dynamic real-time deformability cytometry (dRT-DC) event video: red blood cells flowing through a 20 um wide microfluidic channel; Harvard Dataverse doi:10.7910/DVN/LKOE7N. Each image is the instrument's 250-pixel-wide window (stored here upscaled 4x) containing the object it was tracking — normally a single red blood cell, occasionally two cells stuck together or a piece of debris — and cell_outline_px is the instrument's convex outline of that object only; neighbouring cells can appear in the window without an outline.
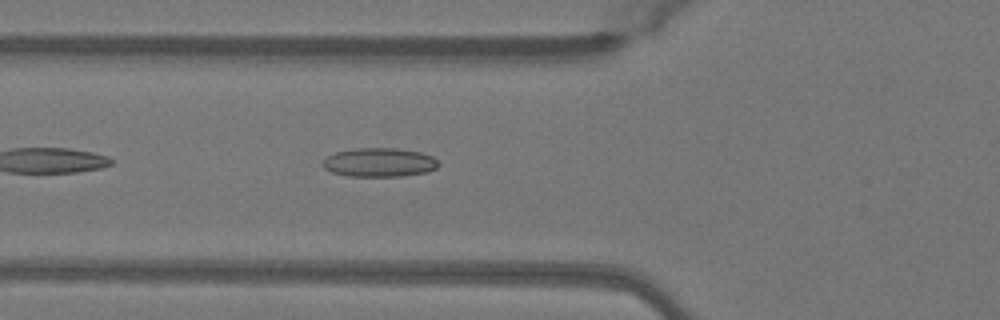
{"species": "Egyptian fruit bat (a non-hibernating species)", "species_latin": "Rousettus aegyptiacus", "temperature_condition": "warm", "stored_images_in_passage": 33, "camera_frame_rate_fps": 3000, "um_per_image_px": 0.085, "animal": {"sex": "female"}, "frame": {"image": 1, "passage_image": 5, "time_ms": 1.333, "image_size_px": [1000, 320], "cell_outline_px": [[440, 164], [436, 168], [428, 172], [400, 176], [348, 176], [332, 172], [324, 168], [320, 164], [328, 156], [336, 152], [356, 148], [396, 148], [420, 152], [432, 156]], "centroid_in_image_um": [32.24, 13.8], "position_along_channel_um": 93.6, "area_um2": 19.48}}
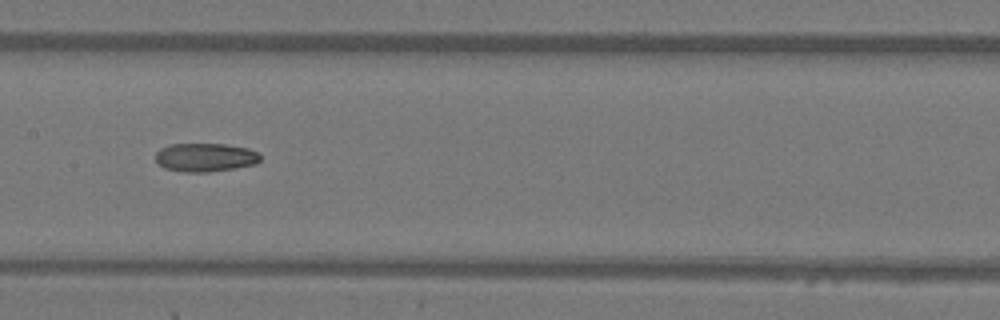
{"frame": {"image": 2, "passage_image": 12, "time_ms": 3.667, "image_size_px": [1000, 320], "cell_outline_px": [[260, 160], [256, 164], [236, 168], [208, 172], [180, 172], [164, 168], [156, 160], [156, 152], [160, 148], [168, 144], [224, 144], [248, 148], [260, 152]], "centroid_in_image_um": [17.46, 13.38], "position_along_channel_um": 189.9, "area_um2": 17.63}}
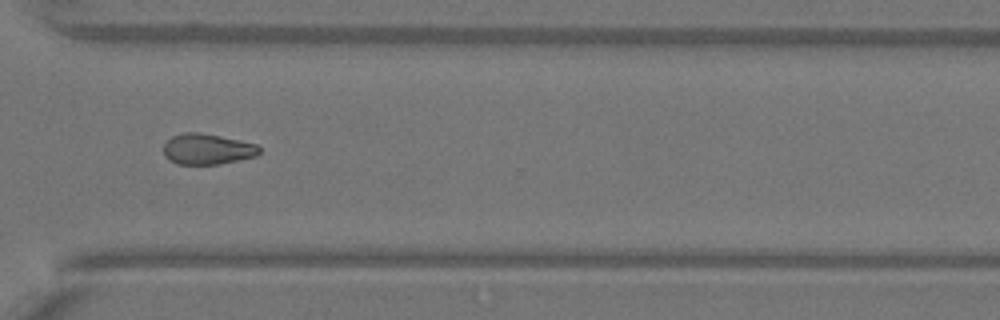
{"frame": {"image": 3, "passage_image": 24, "time_ms": 7.667, "image_size_px": [1000, 320], "cell_outline_px": [[260, 152], [256, 156], [220, 164], [176, 164], [164, 156], [164, 144], [172, 136], [184, 132], [200, 132], [220, 136], [256, 144], [260, 148]], "centroid_in_image_um": [17.6, 12.67], "position_along_channel_um": 353.0, "area_um2": 17.11}, "authors_computed_cell_mechanics": {"area_um2": 17.5712, "velocity_mm_per_s": 4.0912, "shape_relaxation_time_tau1_ms": null, "shape_relaxation_time_tau2_ms": 4.7538, "deformation_change_tau1": null, "deformation_change_tau2": 0.1087}}